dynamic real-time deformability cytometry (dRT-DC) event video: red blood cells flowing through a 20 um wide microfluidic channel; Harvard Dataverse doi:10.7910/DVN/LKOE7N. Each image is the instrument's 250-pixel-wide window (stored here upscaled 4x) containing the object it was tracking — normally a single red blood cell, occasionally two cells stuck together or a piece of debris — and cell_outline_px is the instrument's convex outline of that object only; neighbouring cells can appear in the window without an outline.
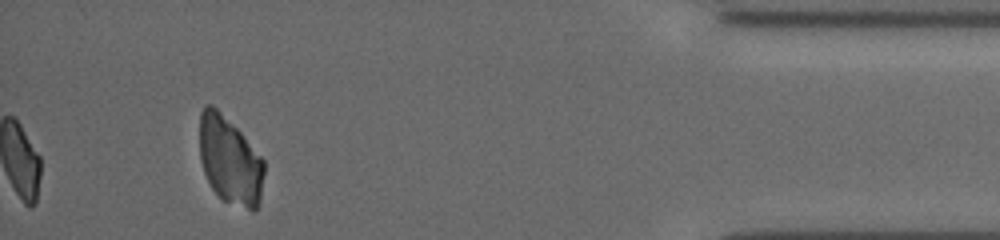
{"species": "common noctule bat (a hibernating species)", "species_latin": "Nyctalus noctula", "temperature_condition": "cold", "stored_images_in_passage": 31, "camera_frame_rate_fps": 3000, "um_per_image_px": 0.085, "animal": {"sex": "female", "body_mass_g": 19.5, "forearm_length_mm": 54.1}, "frame": {"image": 1, "passage_image": 31, "time_ms": 10.0, "image_size_px": [1000, 240], "cell_outline_px": [[264, 172], [260, 200], [256, 208], [252, 212], [224, 200], [212, 188], [204, 172], [200, 160], [200, 112], [208, 104], [212, 104], [240, 132], [264, 160]], "centroid_in_image_um": [19.54, 13.66], "position_along_channel_um": 415.7, "area_um2": 32.6}}